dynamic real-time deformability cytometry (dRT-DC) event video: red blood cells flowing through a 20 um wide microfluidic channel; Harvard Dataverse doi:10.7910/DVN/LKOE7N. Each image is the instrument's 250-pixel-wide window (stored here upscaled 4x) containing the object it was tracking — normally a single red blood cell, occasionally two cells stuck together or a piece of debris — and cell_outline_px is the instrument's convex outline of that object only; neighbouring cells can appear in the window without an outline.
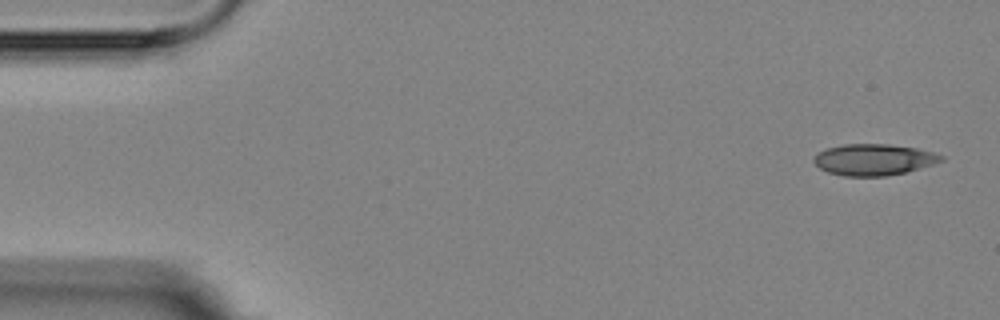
{"species": "Egyptian fruit bat (a non-hibernating species)", "species_latin": "Rousettus aegyptiacus", "temperature_condition": "room temperature", "stored_images_in_passage": 6, "camera_frame_rate_fps": 3000, "um_per_image_px": 0.085, "animal": {"sex": "female"}, "frame": {"image": 1, "passage_image": 1, "time_ms": 0.0, "image_size_px": [1000, 320], "cell_outline_px": [[944, 160], [932, 164], [904, 172], [884, 176], [844, 176], [828, 172], [820, 168], [812, 160], [820, 152], [828, 148], [844, 144], [888, 144], [916, 148], [932, 152], [944, 156]], "centroid_in_image_um": [74.26, 13.56], "position_along_channel_um": 10.7, "area_um2": 22.89}}
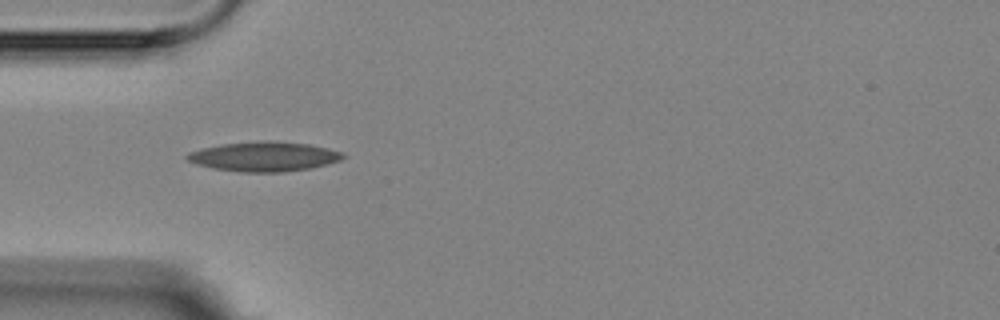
{"frame": {"image": 2, "passage_image": 5, "time_ms": 4.667, "image_size_px": [1000, 320], "cell_outline_px": [[348, 156], [340, 160], [328, 164], [308, 168], [284, 172], [240, 172], [212, 168], [196, 164], [188, 160], [184, 156], [188, 152], [204, 148], [224, 144], [260, 140], [264, 140], [308, 144], [328, 148], [344, 152]], "centroid_in_image_um": [22.47, 13.3], "position_along_channel_um": 62.5, "area_um2": 26.93}}
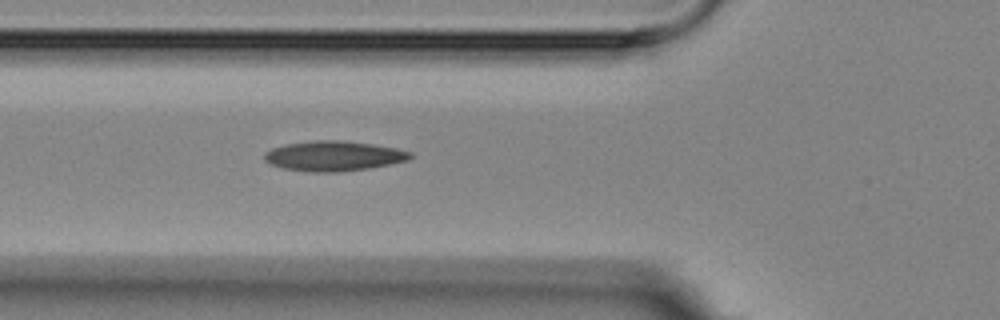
{"frame": {"image": 3, "passage_image": 6, "time_ms": 5.667, "image_size_px": [1000, 320], "cell_outline_px": [[412, 156], [408, 160], [368, 168], [340, 172], [312, 172], [284, 168], [272, 164], [264, 160], [264, 152], [272, 148], [284, 144], [316, 140], [344, 140], [372, 144], [396, 148], [412, 152]], "centroid_in_image_um": [28.35, 13.25], "position_along_channel_um": 97.5, "area_um2": 25.43}}